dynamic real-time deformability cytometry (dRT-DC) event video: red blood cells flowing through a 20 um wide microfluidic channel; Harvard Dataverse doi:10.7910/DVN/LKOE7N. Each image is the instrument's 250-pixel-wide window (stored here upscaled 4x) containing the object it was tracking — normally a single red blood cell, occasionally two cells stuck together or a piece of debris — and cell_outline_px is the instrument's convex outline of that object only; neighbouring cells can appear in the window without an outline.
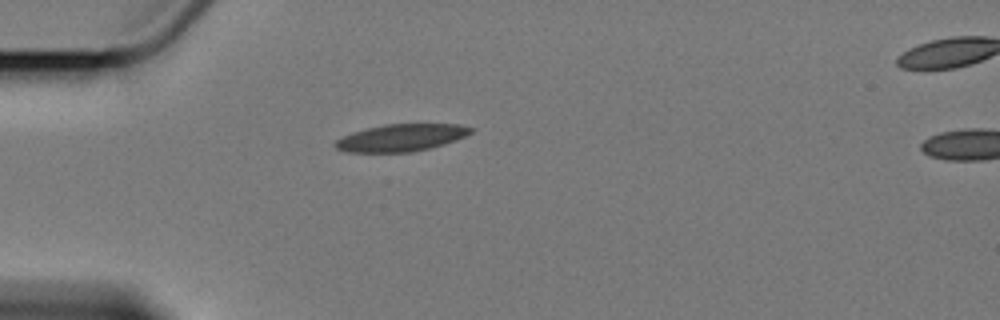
{"species": "Egyptian fruit bat (a non-hibernating species)", "species_latin": "Rousettus aegyptiacus", "temperature_condition": "cold", "stored_images_in_passage": 12, "camera_frame_rate_fps": 3000, "um_per_image_px": 0.085, "animal": {"sex": "female"}, "frame": {"image": 1, "passage_image": 1, "time_ms": 0.0, "image_size_px": [1000, 320], "cell_outline_px": [[472, 132], [456, 140], [444, 144], [412, 152], [348, 152], [336, 148], [332, 144], [336, 140], [352, 132], [384, 124], [460, 124], [472, 128]], "centroid_in_image_um": [34.08, 11.7], "position_along_channel_um": 50.9, "area_um2": 21.33}}
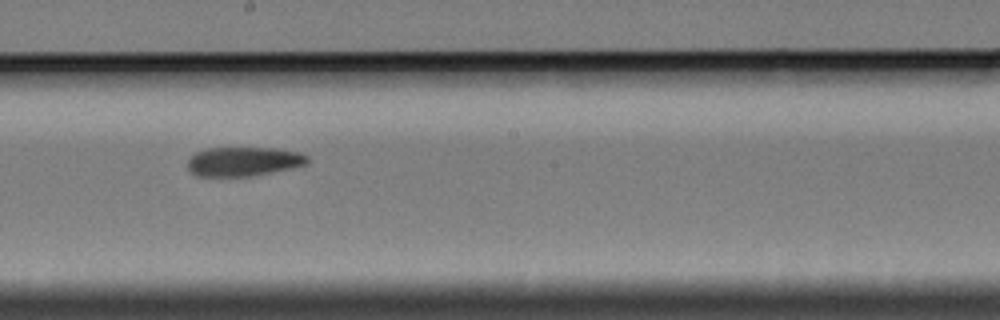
{"frame": {"image": 2, "passage_image": 6, "time_ms": 5.667, "image_size_px": [1000, 320], "cell_outline_px": [[308, 164], [252, 176], [196, 176], [188, 168], [188, 160], [196, 152], [208, 148], [276, 148], [300, 152], [308, 156]], "centroid_in_image_um": [20.71, 13.72], "position_along_channel_um": 227.5, "area_um2": 20.29}}
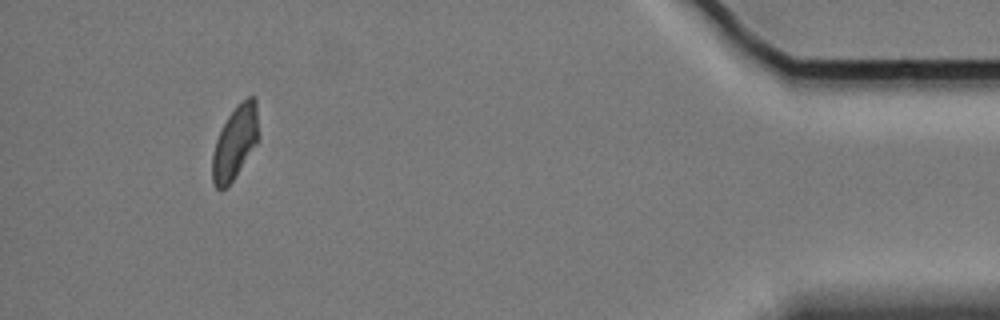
{"frame": {"image": 3, "passage_image": 11, "time_ms": 13.0, "image_size_px": [1000, 320], "cell_outline_px": [[260, 140], [232, 180], [220, 192], [212, 184], [212, 156], [216, 140], [228, 116], [236, 104], [248, 96], [252, 96], [256, 100], [260, 136]], "centroid_in_image_um": [20.0, 12.09], "position_along_channel_um": 415.2, "area_um2": 19.94}, "authors_computed_cell_mechanics": {"area_um2": 21.2704, "velocity_mm_per_s": 3.3647, "shape_relaxation_time_tau1_ms": null, "shape_relaxation_time_tau2_ms": 4.903, "deformation_change_tau1": null, "deformation_change_tau2": 0.0742}}